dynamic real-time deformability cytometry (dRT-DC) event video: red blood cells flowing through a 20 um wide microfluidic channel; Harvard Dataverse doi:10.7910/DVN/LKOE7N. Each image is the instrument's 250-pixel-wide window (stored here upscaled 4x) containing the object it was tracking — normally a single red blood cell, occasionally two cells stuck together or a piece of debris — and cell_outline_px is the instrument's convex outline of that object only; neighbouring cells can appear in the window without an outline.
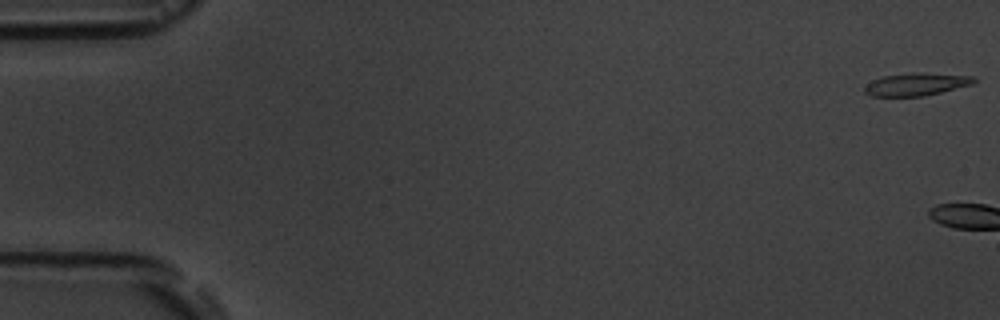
{"species": "common noctule bat (a hibernating species)", "species_latin": "Nyctalus noctula", "temperature_condition": "room temperature", "stored_images_in_passage": 6, "camera_frame_rate_fps": 3000, "um_per_image_px": 0.085, "animal": {"sex": "male", "body_mass_g": 19.5, "forearm_length_mm": 54.6}, "frame": {"image": 1, "passage_image": 1, "time_ms": 0.0, "image_size_px": [1000, 320], "cell_outline_px": [[976, 80], [972, 84], [924, 96], [872, 96], [864, 92], [864, 88], [872, 80], [884, 76], [912, 72], [916, 72], [976, 76]], "centroid_in_image_um": [77.89, 7.15], "position_along_channel_um": 7.1, "area_um2": 14.33}}